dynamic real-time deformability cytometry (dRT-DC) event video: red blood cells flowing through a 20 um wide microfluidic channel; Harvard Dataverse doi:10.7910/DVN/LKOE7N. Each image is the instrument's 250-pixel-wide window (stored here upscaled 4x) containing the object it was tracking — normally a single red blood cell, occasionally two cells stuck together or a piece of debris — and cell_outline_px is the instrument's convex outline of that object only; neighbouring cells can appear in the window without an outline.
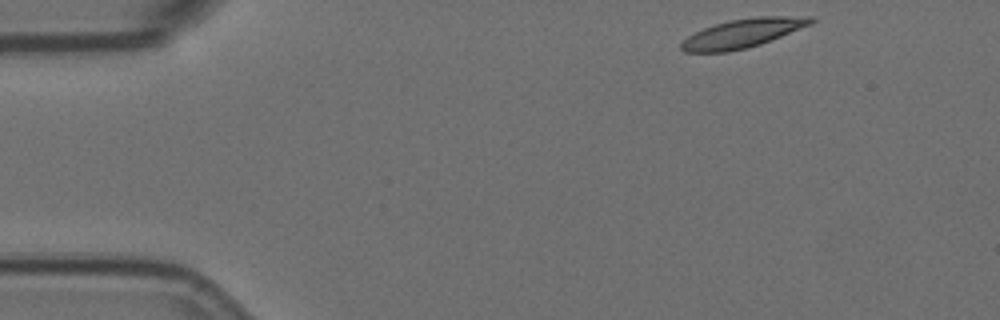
{"species": "Egyptian fruit bat (a non-hibernating species)", "species_latin": "Rousettus aegyptiacus", "temperature_condition": "room temperature", "stored_images_in_passage": 4, "camera_frame_rate_fps": 3000, "um_per_image_px": 0.085, "animal": {"sex": "female"}, "frame": {"image": 1, "passage_image": 1, "time_ms": 0.0, "image_size_px": [1000, 320], "cell_outline_px": [[816, 20], [812, 24], [760, 44], [748, 48], [728, 52], [684, 52], [680, 48], [680, 44], [688, 36], [704, 28], [728, 20], [756, 16], [812, 16]], "centroid_in_image_um": [63.15, 2.82], "position_along_channel_um": 21.9, "area_um2": 21.79}}
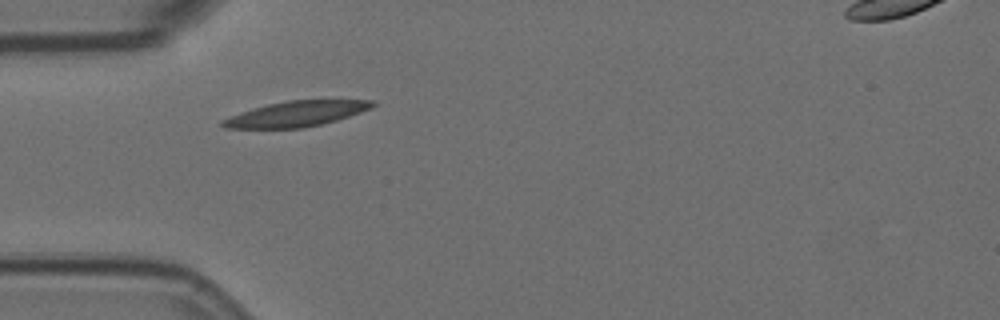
{"frame": {"image": 2, "passage_image": 4, "time_ms": 1.0, "image_size_px": [1000, 320], "cell_outline_px": [[380, 104], [372, 108], [336, 120], [304, 128], [224, 128], [220, 124], [220, 120], [240, 112], [268, 104], [288, 100], [376, 100]], "centroid_in_image_um": [25.21, 9.67], "position_along_channel_um": 59.8, "area_um2": 22.2}}